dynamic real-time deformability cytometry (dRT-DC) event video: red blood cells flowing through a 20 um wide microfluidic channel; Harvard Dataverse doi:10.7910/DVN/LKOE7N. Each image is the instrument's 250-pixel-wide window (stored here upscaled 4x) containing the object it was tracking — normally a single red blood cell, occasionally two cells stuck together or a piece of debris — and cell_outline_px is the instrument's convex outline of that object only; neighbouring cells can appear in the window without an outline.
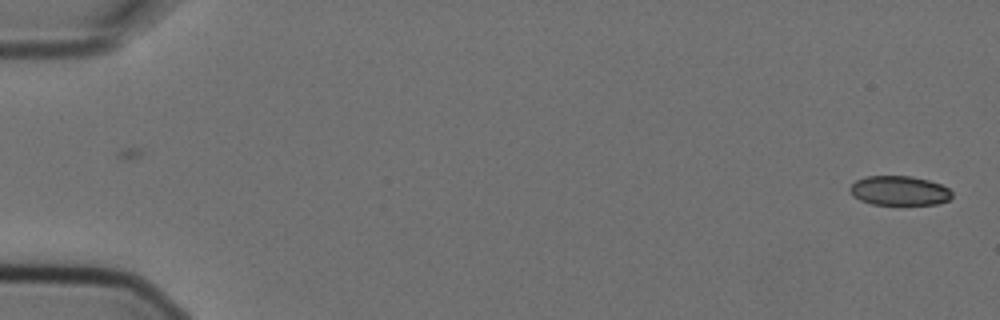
{"species": "Egyptian fruit bat (a non-hibernating species)", "species_latin": "Rousettus aegyptiacus", "temperature_condition": "cold", "stored_images_in_passage": 2, "camera_frame_rate_fps": 3000, "um_per_image_px": 0.085, "animal": {"sex": "female"}, "frame": {"image": 1, "passage_image": 2, "time_ms": 0.333, "image_size_px": [1000, 320], "cell_outline_px": [[952, 196], [948, 200], [936, 204], [872, 204], [860, 200], [852, 196], [848, 188], [856, 180], [868, 176], [912, 176], [928, 180], [940, 184], [948, 188], [952, 192]], "centroid_in_image_um": [76.42, 16.2], "position_along_channel_um": 8.6, "area_um2": 17.46}}